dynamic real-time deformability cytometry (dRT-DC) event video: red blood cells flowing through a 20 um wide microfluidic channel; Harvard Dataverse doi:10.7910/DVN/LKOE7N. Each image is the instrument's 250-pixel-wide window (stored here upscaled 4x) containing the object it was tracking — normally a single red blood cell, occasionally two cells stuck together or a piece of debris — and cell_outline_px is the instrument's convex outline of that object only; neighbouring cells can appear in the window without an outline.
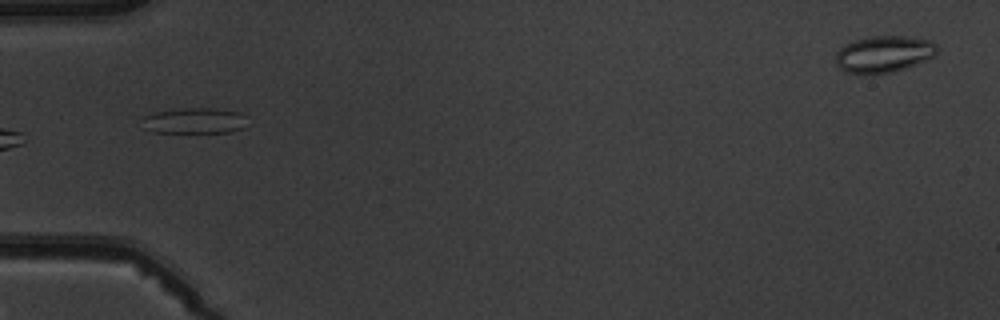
{"species": "common noctule bat (a hibernating species)", "species_latin": "Nyctalus noctula", "temperature_condition": "warm", "stored_images_in_passage": 7, "camera_frame_rate_fps": 3000, "um_per_image_px": 0.085, "animal": {"sex": "male", "body_mass_g": 19.5, "forearm_length_mm": 54.6}, "frame": {"image": 1, "passage_image": 4, "time_ms": 3.667, "image_size_px": [1000, 320], "cell_outline_px": [[252, 124], [244, 128], [228, 132], [152, 132], [144, 128], [144, 116], [152, 112], [184, 108], [212, 108], [240, 112], [248, 116]], "centroid_in_image_um": [16.65, 10.26], "position_along_channel_um": 68.4, "area_um2": 16.13}}
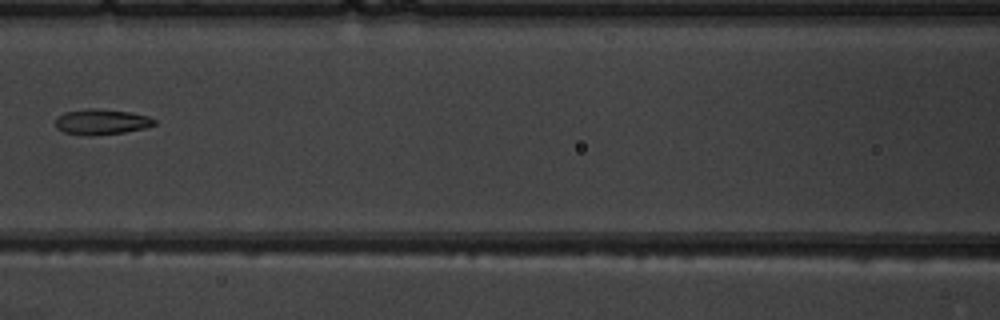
{"frame": {"image": 2, "passage_image": 6, "time_ms": 6.0, "image_size_px": [1000, 320], "cell_outline_px": [[156, 124], [144, 128], [124, 132], [88, 136], [64, 132], [56, 128], [56, 116], [64, 112], [88, 108], [96, 108], [132, 112], [148, 116], [156, 120]], "centroid_in_image_um": [8.61, 10.34], "position_along_channel_um": 158.0, "area_um2": 14.8}}
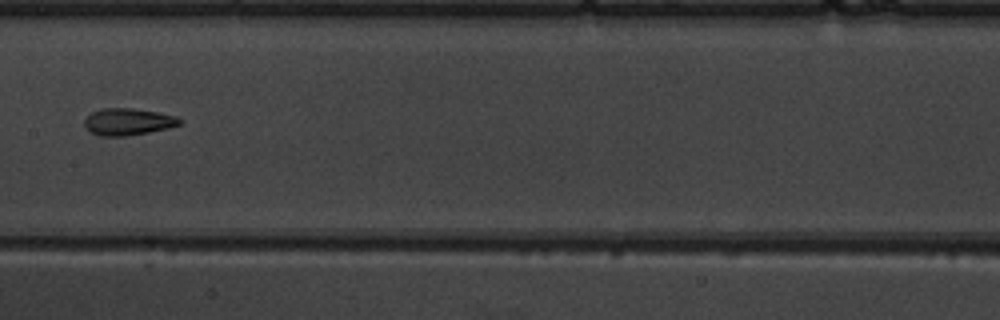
{"frame": {"image": 3, "passage_image": 7, "time_ms": 7.0, "image_size_px": [1000, 320], "cell_outline_px": [[184, 120], [180, 124], [168, 128], [148, 132], [124, 136], [100, 136], [92, 132], [84, 124], [84, 120], [92, 112], [100, 108], [132, 108], [160, 112], [176, 116]], "centroid_in_image_um": [10.91, 10.33], "position_along_channel_um": 196.5, "area_um2": 14.91}}